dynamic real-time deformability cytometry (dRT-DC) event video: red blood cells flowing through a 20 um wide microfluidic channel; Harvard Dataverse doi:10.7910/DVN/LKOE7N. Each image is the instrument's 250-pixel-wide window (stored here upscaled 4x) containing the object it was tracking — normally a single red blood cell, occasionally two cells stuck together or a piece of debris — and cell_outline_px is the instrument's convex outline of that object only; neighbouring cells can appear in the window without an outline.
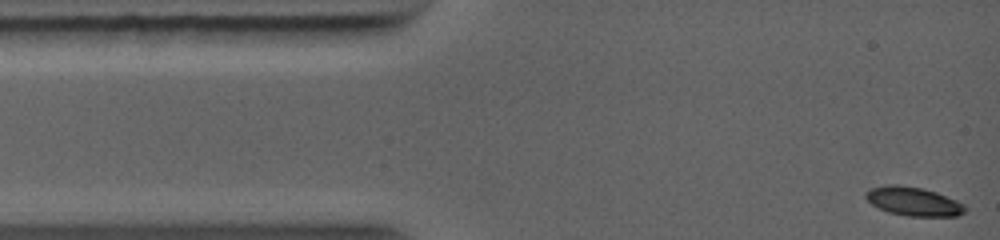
{"species": "common noctule bat (a hibernating species)", "species_latin": "Nyctalus noctula", "temperature_condition": "warm", "stored_images_in_passage": 23, "camera_frame_rate_fps": 5000, "um_per_image_px": 0.085, "animal": {"sex": "female", "body_mass_g": 19.0, "forearm_length_mm": 56.7}, "frame": {"image": 1, "passage_image": 1, "time_ms": 0.0, "image_size_px": [1000, 240], "cell_outline_px": [[968, 208], [964, 212], [956, 216], [908, 216], [888, 212], [872, 204], [864, 196], [864, 192], [872, 188], [888, 184], [896, 184], [924, 188], [936, 192], [956, 200], [964, 204]], "centroid_in_image_um": [77.65, 17.11], "position_along_channel_um": 7.4, "area_um2": 16.7}}
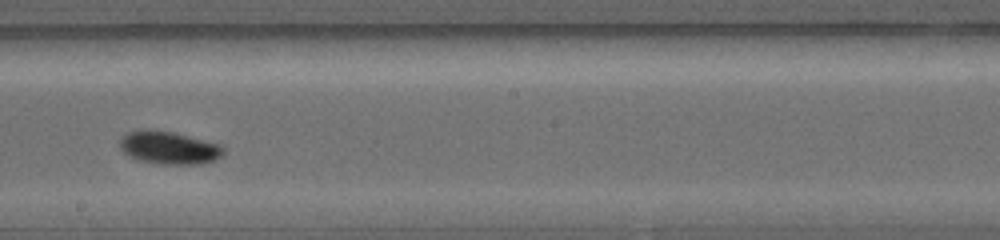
{"frame": {"image": 2, "passage_image": 10, "time_ms": 6.2, "image_size_px": [1000, 240], "cell_outline_px": [[224, 152], [220, 156], [212, 160], [200, 164], [156, 164], [140, 160], [128, 156], [120, 148], [120, 140], [128, 132], [140, 128], [148, 128], [176, 132], [220, 144], [224, 148]], "centroid_in_image_um": [14.33, 12.53], "position_along_channel_um": 233.9, "area_um2": 20.06}}
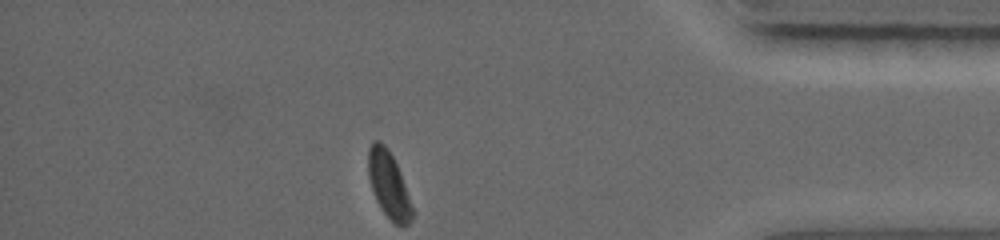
{"frame": {"image": 3, "passage_image": 23, "time_ms": 10.4, "image_size_px": [1000, 240], "cell_outline_px": [[416, 212], [412, 220], [408, 224], [392, 224], [380, 208], [376, 200], [368, 176], [368, 148], [372, 140], [380, 140], [388, 148], [400, 172]], "centroid_in_image_um": [33.06, 15.72], "position_along_channel_um": 402.1, "area_um2": 17.4}}